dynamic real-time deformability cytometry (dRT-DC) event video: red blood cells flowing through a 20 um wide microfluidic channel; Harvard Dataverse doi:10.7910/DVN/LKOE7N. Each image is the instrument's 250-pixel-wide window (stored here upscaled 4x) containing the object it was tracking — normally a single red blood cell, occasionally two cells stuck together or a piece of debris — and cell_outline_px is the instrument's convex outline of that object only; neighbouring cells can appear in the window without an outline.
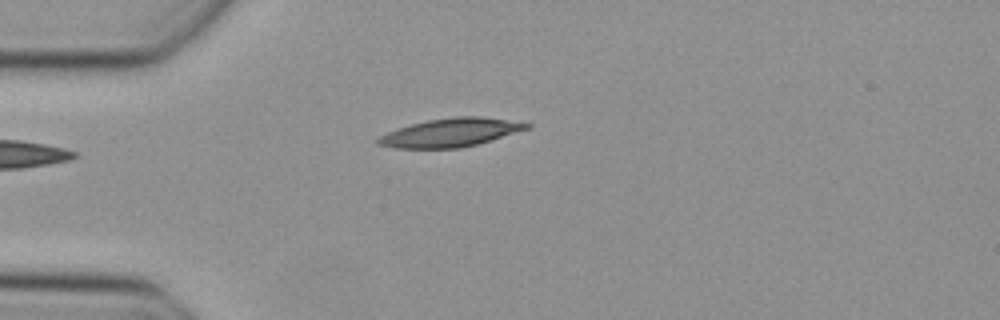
{"species": "Egyptian fruit bat (a non-hibernating species)", "species_latin": "Rousettus aegyptiacus", "temperature_condition": "cold", "stored_images_in_passage": 34, "camera_frame_rate_fps": 3000, "um_per_image_px": 0.085, "animal": {"sex": "female"}, "frame": {"image": 1, "passage_image": 1, "time_ms": 0.0, "image_size_px": [1000, 320], "cell_outline_px": [[532, 128], [476, 144], [460, 148], [396, 148], [376, 144], [376, 140], [380, 136], [396, 128], [428, 120], [456, 116], [480, 116], [532, 124]], "centroid_in_image_um": [38.29, 11.27], "position_along_channel_um": 46.7, "area_um2": 24.45}}
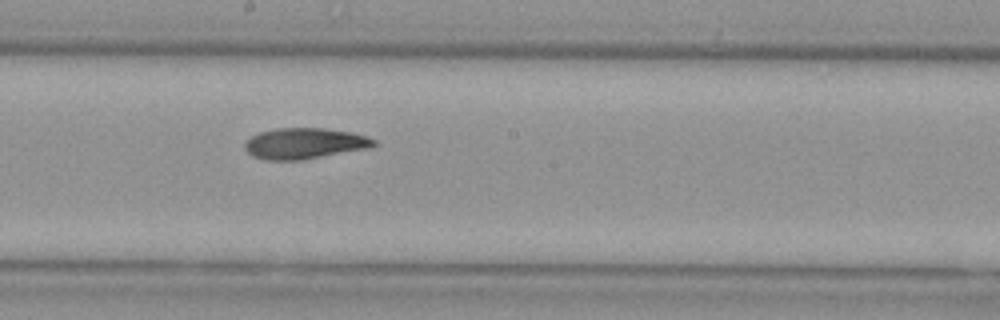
{"frame": {"image": 2, "passage_image": 15, "time_ms": 4.667, "image_size_px": [1000, 320], "cell_outline_px": [[376, 144], [372, 148], [304, 160], [264, 160], [252, 156], [244, 148], [244, 144], [252, 136], [260, 132], [276, 128], [324, 128], [352, 132], [376, 140]], "centroid_in_image_um": [25.91, 12.2], "position_along_channel_um": 222.3, "area_um2": 23.47}}
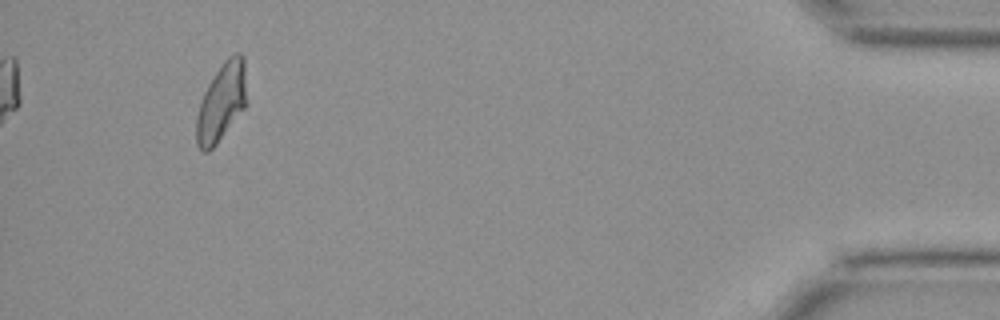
{"frame": {"image": 3, "passage_image": 34, "time_ms": 11.0, "image_size_px": [1000, 320], "cell_outline_px": [[244, 108], [216, 144], [208, 152], [204, 152], [196, 144], [196, 116], [204, 92], [208, 84], [224, 60], [232, 52], [240, 52], [244, 56]], "centroid_in_image_um": [18.79, 8.68], "position_along_channel_um": 416.4, "area_um2": 22.31}}